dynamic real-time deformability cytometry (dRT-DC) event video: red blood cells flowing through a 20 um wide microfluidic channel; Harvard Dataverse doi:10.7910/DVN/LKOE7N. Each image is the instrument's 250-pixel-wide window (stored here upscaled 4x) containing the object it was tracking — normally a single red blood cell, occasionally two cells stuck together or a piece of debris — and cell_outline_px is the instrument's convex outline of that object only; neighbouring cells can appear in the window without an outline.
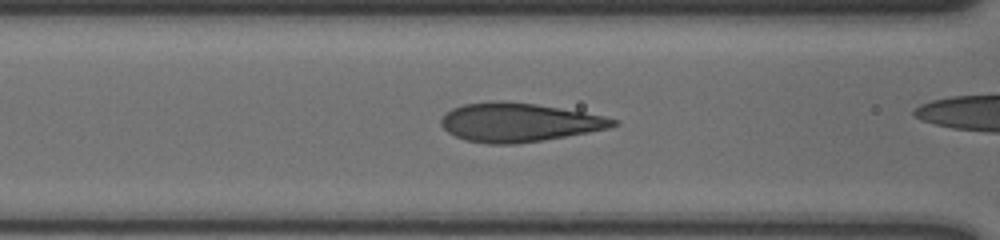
{"species": "human", "species_latin": "Homo sapiens", "temperature_condition": "cold", "stored_images_in_passage": 31, "camera_frame_rate_fps": 3000, "um_per_image_px": 0.085, "donor": {"sex": "male"}, "frame": {"image": 1, "passage_image": 9, "time_ms": 2.667, "image_size_px": [1000, 240], "cell_outline_px": [[620, 124], [608, 128], [588, 132], [544, 140], [512, 144], [488, 144], [464, 140], [448, 132], [440, 124], [440, 120], [452, 108], [464, 104], [500, 100], [504, 100], [536, 104], [584, 112], [604, 116], [620, 120]], "centroid_in_image_um": [44.11, 10.4], "position_along_channel_um": 122.5, "area_um2": 38.84}}
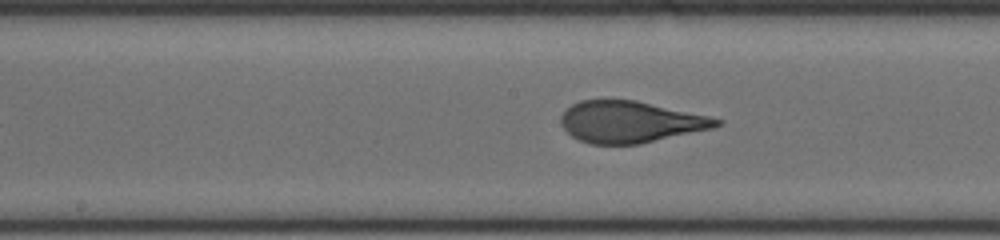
{"frame": {"image": 2, "passage_image": 15, "time_ms": 4.667, "image_size_px": [1000, 240], "cell_outline_px": [[724, 120], [720, 124], [712, 128], [640, 144], [592, 144], [580, 140], [572, 136], [560, 124], [560, 116], [572, 104], [580, 100], [636, 100], [708, 116]], "centroid_in_image_um": [53.55, 10.36], "position_along_channel_um": 194.6, "area_um2": 37.34}}
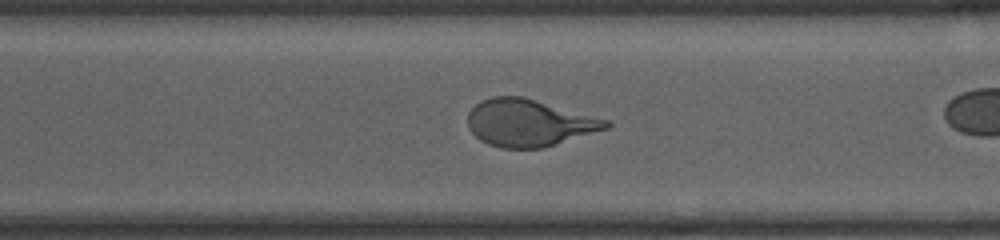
{"frame": {"image": 3, "passage_image": 26, "time_ms": 8.333, "image_size_px": [1000, 240], "cell_outline_px": [[612, 124], [608, 128], [540, 148], [500, 148], [488, 144], [480, 140], [468, 128], [468, 112], [480, 100], [492, 96], [524, 96], [608, 120]], "centroid_in_image_um": [44.92, 10.42], "position_along_channel_um": 325.7, "area_um2": 37.74}}